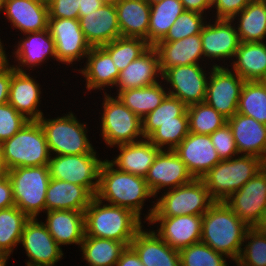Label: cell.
Wrapping results in <instances>:
<instances>
[{
  "instance_id": "6da1fadb",
  "label": "cell",
  "mask_w": 266,
  "mask_h": 266,
  "mask_svg": "<svg viewBox=\"0 0 266 266\" xmlns=\"http://www.w3.org/2000/svg\"><path fill=\"white\" fill-rule=\"evenodd\" d=\"M249 228L225 202H215L202 215L201 242L235 263Z\"/></svg>"
},
{
  "instance_id": "7a4b0ae2",
  "label": "cell",
  "mask_w": 266,
  "mask_h": 266,
  "mask_svg": "<svg viewBox=\"0 0 266 266\" xmlns=\"http://www.w3.org/2000/svg\"><path fill=\"white\" fill-rule=\"evenodd\" d=\"M95 197L107 204L129 209L140 219L146 199H155L145 178L115 169L108 159L101 165Z\"/></svg>"
},
{
  "instance_id": "3957f363",
  "label": "cell",
  "mask_w": 266,
  "mask_h": 266,
  "mask_svg": "<svg viewBox=\"0 0 266 266\" xmlns=\"http://www.w3.org/2000/svg\"><path fill=\"white\" fill-rule=\"evenodd\" d=\"M103 203L94 196L85 209V236L116 240L130 246L143 227L141 219L129 209Z\"/></svg>"
},
{
  "instance_id": "277c9868",
  "label": "cell",
  "mask_w": 266,
  "mask_h": 266,
  "mask_svg": "<svg viewBox=\"0 0 266 266\" xmlns=\"http://www.w3.org/2000/svg\"><path fill=\"white\" fill-rule=\"evenodd\" d=\"M0 145L6 171L17 167L48 166L51 154L39 121H28Z\"/></svg>"
},
{
  "instance_id": "5b68a950",
  "label": "cell",
  "mask_w": 266,
  "mask_h": 266,
  "mask_svg": "<svg viewBox=\"0 0 266 266\" xmlns=\"http://www.w3.org/2000/svg\"><path fill=\"white\" fill-rule=\"evenodd\" d=\"M264 164L261 158L237 155L229 160H221L202 177V180L211 198L215 202H224L261 171Z\"/></svg>"
},
{
  "instance_id": "8992f818",
  "label": "cell",
  "mask_w": 266,
  "mask_h": 266,
  "mask_svg": "<svg viewBox=\"0 0 266 266\" xmlns=\"http://www.w3.org/2000/svg\"><path fill=\"white\" fill-rule=\"evenodd\" d=\"M164 193V194H163ZM148 210L144 220L152 217H175L180 215H203L215 201L211 198L202 179L163 192Z\"/></svg>"
},
{
  "instance_id": "52a82bcc",
  "label": "cell",
  "mask_w": 266,
  "mask_h": 266,
  "mask_svg": "<svg viewBox=\"0 0 266 266\" xmlns=\"http://www.w3.org/2000/svg\"><path fill=\"white\" fill-rule=\"evenodd\" d=\"M6 173L12 184L15 206L29 218L46 212V192L51 179L48 166L17 167Z\"/></svg>"
},
{
  "instance_id": "ba28073f",
  "label": "cell",
  "mask_w": 266,
  "mask_h": 266,
  "mask_svg": "<svg viewBox=\"0 0 266 266\" xmlns=\"http://www.w3.org/2000/svg\"><path fill=\"white\" fill-rule=\"evenodd\" d=\"M38 121L51 155L91 154L95 150L86 134V122L80 123L73 112L53 119H47L43 114Z\"/></svg>"
},
{
  "instance_id": "9c48e42d",
  "label": "cell",
  "mask_w": 266,
  "mask_h": 266,
  "mask_svg": "<svg viewBox=\"0 0 266 266\" xmlns=\"http://www.w3.org/2000/svg\"><path fill=\"white\" fill-rule=\"evenodd\" d=\"M101 137L109 147L128 144L144 138L142 119L125 106L117 97L103 92ZM139 138V139H138Z\"/></svg>"
},
{
  "instance_id": "30bf717a",
  "label": "cell",
  "mask_w": 266,
  "mask_h": 266,
  "mask_svg": "<svg viewBox=\"0 0 266 266\" xmlns=\"http://www.w3.org/2000/svg\"><path fill=\"white\" fill-rule=\"evenodd\" d=\"M96 151L91 154L51 155L48 169L51 178L84 186L93 196L99 185V173L104 162Z\"/></svg>"
},
{
  "instance_id": "8fae6325",
  "label": "cell",
  "mask_w": 266,
  "mask_h": 266,
  "mask_svg": "<svg viewBox=\"0 0 266 266\" xmlns=\"http://www.w3.org/2000/svg\"><path fill=\"white\" fill-rule=\"evenodd\" d=\"M210 72L205 102L228 120L237 113L245 80L232 69L215 63Z\"/></svg>"
},
{
  "instance_id": "7c38bea8",
  "label": "cell",
  "mask_w": 266,
  "mask_h": 266,
  "mask_svg": "<svg viewBox=\"0 0 266 266\" xmlns=\"http://www.w3.org/2000/svg\"><path fill=\"white\" fill-rule=\"evenodd\" d=\"M200 65L170 67L162 73L161 80H165L167 85L171 84L170 88H167L168 94L178 98L186 106L205 102L210 72L206 74V68L204 71Z\"/></svg>"
},
{
  "instance_id": "4fadbf2b",
  "label": "cell",
  "mask_w": 266,
  "mask_h": 266,
  "mask_svg": "<svg viewBox=\"0 0 266 266\" xmlns=\"http://www.w3.org/2000/svg\"><path fill=\"white\" fill-rule=\"evenodd\" d=\"M48 29L55 43L56 61L70 66L85 58L91 46L85 39L79 19L49 18Z\"/></svg>"
},
{
  "instance_id": "5bb4252c",
  "label": "cell",
  "mask_w": 266,
  "mask_h": 266,
  "mask_svg": "<svg viewBox=\"0 0 266 266\" xmlns=\"http://www.w3.org/2000/svg\"><path fill=\"white\" fill-rule=\"evenodd\" d=\"M20 245L24 247L26 266H56L63 257L62 248L38 218H29L23 228Z\"/></svg>"
},
{
  "instance_id": "9a60e30c",
  "label": "cell",
  "mask_w": 266,
  "mask_h": 266,
  "mask_svg": "<svg viewBox=\"0 0 266 266\" xmlns=\"http://www.w3.org/2000/svg\"><path fill=\"white\" fill-rule=\"evenodd\" d=\"M224 202L249 227H256L266 209V170L259 171Z\"/></svg>"
},
{
  "instance_id": "2e32d148",
  "label": "cell",
  "mask_w": 266,
  "mask_h": 266,
  "mask_svg": "<svg viewBox=\"0 0 266 266\" xmlns=\"http://www.w3.org/2000/svg\"><path fill=\"white\" fill-rule=\"evenodd\" d=\"M194 177L174 150H160L148 170L145 180L152 194L158 196L165 188L174 189L191 182Z\"/></svg>"
},
{
  "instance_id": "e0dca14e",
  "label": "cell",
  "mask_w": 266,
  "mask_h": 266,
  "mask_svg": "<svg viewBox=\"0 0 266 266\" xmlns=\"http://www.w3.org/2000/svg\"><path fill=\"white\" fill-rule=\"evenodd\" d=\"M234 21L232 19L215 18L213 24L205 23L200 33L204 59L206 57L211 61H215L216 58L217 61L219 59H224V61L234 59L241 43Z\"/></svg>"
},
{
  "instance_id": "ac0fdd59",
  "label": "cell",
  "mask_w": 266,
  "mask_h": 266,
  "mask_svg": "<svg viewBox=\"0 0 266 266\" xmlns=\"http://www.w3.org/2000/svg\"><path fill=\"white\" fill-rule=\"evenodd\" d=\"M174 151L196 179H202L221 161L210 135L206 134L189 132Z\"/></svg>"
},
{
  "instance_id": "d6986e66",
  "label": "cell",
  "mask_w": 266,
  "mask_h": 266,
  "mask_svg": "<svg viewBox=\"0 0 266 266\" xmlns=\"http://www.w3.org/2000/svg\"><path fill=\"white\" fill-rule=\"evenodd\" d=\"M156 223L160 225L155 233L171 248L180 250L201 242L202 215L152 217L148 225Z\"/></svg>"
},
{
  "instance_id": "ffe728a7",
  "label": "cell",
  "mask_w": 266,
  "mask_h": 266,
  "mask_svg": "<svg viewBox=\"0 0 266 266\" xmlns=\"http://www.w3.org/2000/svg\"><path fill=\"white\" fill-rule=\"evenodd\" d=\"M80 27L86 41L92 47H102L121 37L115 5L103 4L80 19Z\"/></svg>"
},
{
  "instance_id": "44dd1931",
  "label": "cell",
  "mask_w": 266,
  "mask_h": 266,
  "mask_svg": "<svg viewBox=\"0 0 266 266\" xmlns=\"http://www.w3.org/2000/svg\"><path fill=\"white\" fill-rule=\"evenodd\" d=\"M33 76L11 68V82L8 103L29 121H38L43 112L39 108L41 88Z\"/></svg>"
},
{
  "instance_id": "7402d4cb",
  "label": "cell",
  "mask_w": 266,
  "mask_h": 266,
  "mask_svg": "<svg viewBox=\"0 0 266 266\" xmlns=\"http://www.w3.org/2000/svg\"><path fill=\"white\" fill-rule=\"evenodd\" d=\"M24 36L23 38L20 37L22 40L14 46L15 52L12 53L13 56L15 55L14 60L18 61L17 65H13L15 70L26 72L27 69L35 68V66L37 68V66L46 63L49 58H54L55 61V43L49 29L39 32H28ZM24 66L28 68L24 69Z\"/></svg>"
},
{
  "instance_id": "603a6c76",
  "label": "cell",
  "mask_w": 266,
  "mask_h": 266,
  "mask_svg": "<svg viewBox=\"0 0 266 266\" xmlns=\"http://www.w3.org/2000/svg\"><path fill=\"white\" fill-rule=\"evenodd\" d=\"M227 123L239 155L255 156L266 162V125L240 113L234 114Z\"/></svg>"
},
{
  "instance_id": "cb8c5ba5",
  "label": "cell",
  "mask_w": 266,
  "mask_h": 266,
  "mask_svg": "<svg viewBox=\"0 0 266 266\" xmlns=\"http://www.w3.org/2000/svg\"><path fill=\"white\" fill-rule=\"evenodd\" d=\"M160 77H162V73L160 70L159 55L156 48L150 46L143 54L120 72L115 85L117 87L116 93L127 89L153 85L158 83Z\"/></svg>"
},
{
  "instance_id": "d4e9b609",
  "label": "cell",
  "mask_w": 266,
  "mask_h": 266,
  "mask_svg": "<svg viewBox=\"0 0 266 266\" xmlns=\"http://www.w3.org/2000/svg\"><path fill=\"white\" fill-rule=\"evenodd\" d=\"M135 235L130 246L144 266H181L179 250L171 248L155 230H143Z\"/></svg>"
},
{
  "instance_id": "484cf974",
  "label": "cell",
  "mask_w": 266,
  "mask_h": 266,
  "mask_svg": "<svg viewBox=\"0 0 266 266\" xmlns=\"http://www.w3.org/2000/svg\"><path fill=\"white\" fill-rule=\"evenodd\" d=\"M2 13L21 34L48 29V7L34 0H6Z\"/></svg>"
},
{
  "instance_id": "4316f807",
  "label": "cell",
  "mask_w": 266,
  "mask_h": 266,
  "mask_svg": "<svg viewBox=\"0 0 266 266\" xmlns=\"http://www.w3.org/2000/svg\"><path fill=\"white\" fill-rule=\"evenodd\" d=\"M120 153L114 160H108L120 171L145 178L157 154L161 150L147 138L115 146Z\"/></svg>"
},
{
  "instance_id": "83f0119b",
  "label": "cell",
  "mask_w": 266,
  "mask_h": 266,
  "mask_svg": "<svg viewBox=\"0 0 266 266\" xmlns=\"http://www.w3.org/2000/svg\"><path fill=\"white\" fill-rule=\"evenodd\" d=\"M45 226L54 240L62 245H79L85 237L84 211L52 210L45 212Z\"/></svg>"
},
{
  "instance_id": "f1b7e54d",
  "label": "cell",
  "mask_w": 266,
  "mask_h": 266,
  "mask_svg": "<svg viewBox=\"0 0 266 266\" xmlns=\"http://www.w3.org/2000/svg\"><path fill=\"white\" fill-rule=\"evenodd\" d=\"M154 47L159 55L161 73L170 67L199 64L200 59L204 61L200 34L177 41L158 42Z\"/></svg>"
},
{
  "instance_id": "f546056e",
  "label": "cell",
  "mask_w": 266,
  "mask_h": 266,
  "mask_svg": "<svg viewBox=\"0 0 266 266\" xmlns=\"http://www.w3.org/2000/svg\"><path fill=\"white\" fill-rule=\"evenodd\" d=\"M86 58V65L77 71L85 77L88 92L97 89L105 91L106 87L114 88L120 72L111 56L102 47H92Z\"/></svg>"
},
{
  "instance_id": "4dcf8cb0",
  "label": "cell",
  "mask_w": 266,
  "mask_h": 266,
  "mask_svg": "<svg viewBox=\"0 0 266 266\" xmlns=\"http://www.w3.org/2000/svg\"><path fill=\"white\" fill-rule=\"evenodd\" d=\"M93 197L84 186L51 178L46 192V212L52 210L85 211Z\"/></svg>"
},
{
  "instance_id": "1f68e13d",
  "label": "cell",
  "mask_w": 266,
  "mask_h": 266,
  "mask_svg": "<svg viewBox=\"0 0 266 266\" xmlns=\"http://www.w3.org/2000/svg\"><path fill=\"white\" fill-rule=\"evenodd\" d=\"M115 7L121 37L142 38L148 43L151 6L145 0H122Z\"/></svg>"
},
{
  "instance_id": "d6a6232c",
  "label": "cell",
  "mask_w": 266,
  "mask_h": 266,
  "mask_svg": "<svg viewBox=\"0 0 266 266\" xmlns=\"http://www.w3.org/2000/svg\"><path fill=\"white\" fill-rule=\"evenodd\" d=\"M231 65L245 81L266 79V42H241Z\"/></svg>"
},
{
  "instance_id": "836d02e7",
  "label": "cell",
  "mask_w": 266,
  "mask_h": 266,
  "mask_svg": "<svg viewBox=\"0 0 266 266\" xmlns=\"http://www.w3.org/2000/svg\"><path fill=\"white\" fill-rule=\"evenodd\" d=\"M142 132L144 138L161 150H174L189 134V118L177 117V121L168 122H142Z\"/></svg>"
},
{
  "instance_id": "e575fe53",
  "label": "cell",
  "mask_w": 266,
  "mask_h": 266,
  "mask_svg": "<svg viewBox=\"0 0 266 266\" xmlns=\"http://www.w3.org/2000/svg\"><path fill=\"white\" fill-rule=\"evenodd\" d=\"M235 18L238 19L236 30L241 42H264L266 38V1L252 0L232 20Z\"/></svg>"
},
{
  "instance_id": "d590c367",
  "label": "cell",
  "mask_w": 266,
  "mask_h": 266,
  "mask_svg": "<svg viewBox=\"0 0 266 266\" xmlns=\"http://www.w3.org/2000/svg\"><path fill=\"white\" fill-rule=\"evenodd\" d=\"M160 81L142 88L127 89L117 93V98L141 119L155 110L164 100L168 91Z\"/></svg>"
},
{
  "instance_id": "8d00e7d4",
  "label": "cell",
  "mask_w": 266,
  "mask_h": 266,
  "mask_svg": "<svg viewBox=\"0 0 266 266\" xmlns=\"http://www.w3.org/2000/svg\"><path fill=\"white\" fill-rule=\"evenodd\" d=\"M185 11L181 0H163L151 5L148 44L155 46L163 40L179 16Z\"/></svg>"
},
{
  "instance_id": "74e56055",
  "label": "cell",
  "mask_w": 266,
  "mask_h": 266,
  "mask_svg": "<svg viewBox=\"0 0 266 266\" xmlns=\"http://www.w3.org/2000/svg\"><path fill=\"white\" fill-rule=\"evenodd\" d=\"M126 247L123 242L91 236H85L80 244L82 257L88 266H116Z\"/></svg>"
},
{
  "instance_id": "f35d334b",
  "label": "cell",
  "mask_w": 266,
  "mask_h": 266,
  "mask_svg": "<svg viewBox=\"0 0 266 266\" xmlns=\"http://www.w3.org/2000/svg\"><path fill=\"white\" fill-rule=\"evenodd\" d=\"M29 217L17 206L0 210V253L11 254L20 244L24 225Z\"/></svg>"
},
{
  "instance_id": "ab89813d",
  "label": "cell",
  "mask_w": 266,
  "mask_h": 266,
  "mask_svg": "<svg viewBox=\"0 0 266 266\" xmlns=\"http://www.w3.org/2000/svg\"><path fill=\"white\" fill-rule=\"evenodd\" d=\"M237 113L252 117L266 125V91L260 81H245L239 97Z\"/></svg>"
},
{
  "instance_id": "60d3db41",
  "label": "cell",
  "mask_w": 266,
  "mask_h": 266,
  "mask_svg": "<svg viewBox=\"0 0 266 266\" xmlns=\"http://www.w3.org/2000/svg\"><path fill=\"white\" fill-rule=\"evenodd\" d=\"M150 45L142 38L119 37L102 48L111 56L116 68L121 72L132 61L143 54Z\"/></svg>"
},
{
  "instance_id": "b9f144b4",
  "label": "cell",
  "mask_w": 266,
  "mask_h": 266,
  "mask_svg": "<svg viewBox=\"0 0 266 266\" xmlns=\"http://www.w3.org/2000/svg\"><path fill=\"white\" fill-rule=\"evenodd\" d=\"M189 132L210 135L224 124L227 119L206 102L187 106Z\"/></svg>"
},
{
  "instance_id": "7bdbcfd3",
  "label": "cell",
  "mask_w": 266,
  "mask_h": 266,
  "mask_svg": "<svg viewBox=\"0 0 266 266\" xmlns=\"http://www.w3.org/2000/svg\"><path fill=\"white\" fill-rule=\"evenodd\" d=\"M242 246L244 247L235 262L237 266H266V233L250 227Z\"/></svg>"
},
{
  "instance_id": "ee69618b",
  "label": "cell",
  "mask_w": 266,
  "mask_h": 266,
  "mask_svg": "<svg viewBox=\"0 0 266 266\" xmlns=\"http://www.w3.org/2000/svg\"><path fill=\"white\" fill-rule=\"evenodd\" d=\"M181 266H227L225 255L202 242L179 250ZM229 266V265H228Z\"/></svg>"
},
{
  "instance_id": "f6af8a7d",
  "label": "cell",
  "mask_w": 266,
  "mask_h": 266,
  "mask_svg": "<svg viewBox=\"0 0 266 266\" xmlns=\"http://www.w3.org/2000/svg\"><path fill=\"white\" fill-rule=\"evenodd\" d=\"M206 16L195 11H184L170 27L169 32L160 42L177 41L188 36L200 34L207 23Z\"/></svg>"
},
{
  "instance_id": "bcb514c9",
  "label": "cell",
  "mask_w": 266,
  "mask_h": 266,
  "mask_svg": "<svg viewBox=\"0 0 266 266\" xmlns=\"http://www.w3.org/2000/svg\"><path fill=\"white\" fill-rule=\"evenodd\" d=\"M177 117H188L187 106L178 98L167 94L155 110L142 118V122L177 121Z\"/></svg>"
},
{
  "instance_id": "7dc6e473",
  "label": "cell",
  "mask_w": 266,
  "mask_h": 266,
  "mask_svg": "<svg viewBox=\"0 0 266 266\" xmlns=\"http://www.w3.org/2000/svg\"><path fill=\"white\" fill-rule=\"evenodd\" d=\"M28 121L8 102L0 105V143L10 139Z\"/></svg>"
},
{
  "instance_id": "c3c4849f",
  "label": "cell",
  "mask_w": 266,
  "mask_h": 266,
  "mask_svg": "<svg viewBox=\"0 0 266 266\" xmlns=\"http://www.w3.org/2000/svg\"><path fill=\"white\" fill-rule=\"evenodd\" d=\"M210 137L221 160H229L239 155L233 133L228 123L210 134Z\"/></svg>"
},
{
  "instance_id": "681fc988",
  "label": "cell",
  "mask_w": 266,
  "mask_h": 266,
  "mask_svg": "<svg viewBox=\"0 0 266 266\" xmlns=\"http://www.w3.org/2000/svg\"><path fill=\"white\" fill-rule=\"evenodd\" d=\"M81 0H52L48 6L49 18L79 19Z\"/></svg>"
},
{
  "instance_id": "f907efd6",
  "label": "cell",
  "mask_w": 266,
  "mask_h": 266,
  "mask_svg": "<svg viewBox=\"0 0 266 266\" xmlns=\"http://www.w3.org/2000/svg\"><path fill=\"white\" fill-rule=\"evenodd\" d=\"M252 0H212L216 9V19H232L241 12Z\"/></svg>"
},
{
  "instance_id": "816d5d0a",
  "label": "cell",
  "mask_w": 266,
  "mask_h": 266,
  "mask_svg": "<svg viewBox=\"0 0 266 266\" xmlns=\"http://www.w3.org/2000/svg\"><path fill=\"white\" fill-rule=\"evenodd\" d=\"M15 206L12 184L7 173L0 175V210Z\"/></svg>"
},
{
  "instance_id": "f5cc1de1",
  "label": "cell",
  "mask_w": 266,
  "mask_h": 266,
  "mask_svg": "<svg viewBox=\"0 0 266 266\" xmlns=\"http://www.w3.org/2000/svg\"><path fill=\"white\" fill-rule=\"evenodd\" d=\"M116 266H144L139 256L131 246H127L121 253Z\"/></svg>"
},
{
  "instance_id": "db71d44e",
  "label": "cell",
  "mask_w": 266,
  "mask_h": 266,
  "mask_svg": "<svg viewBox=\"0 0 266 266\" xmlns=\"http://www.w3.org/2000/svg\"><path fill=\"white\" fill-rule=\"evenodd\" d=\"M185 11H195L204 15L206 10L212 9V0H181Z\"/></svg>"
},
{
  "instance_id": "11a10c76",
  "label": "cell",
  "mask_w": 266,
  "mask_h": 266,
  "mask_svg": "<svg viewBox=\"0 0 266 266\" xmlns=\"http://www.w3.org/2000/svg\"><path fill=\"white\" fill-rule=\"evenodd\" d=\"M11 82V69L0 74V105L5 104L9 100V90Z\"/></svg>"
},
{
  "instance_id": "9f6ffc18",
  "label": "cell",
  "mask_w": 266,
  "mask_h": 266,
  "mask_svg": "<svg viewBox=\"0 0 266 266\" xmlns=\"http://www.w3.org/2000/svg\"><path fill=\"white\" fill-rule=\"evenodd\" d=\"M104 3L101 0H81L79 5V19L85 16V13H91L99 9Z\"/></svg>"
},
{
  "instance_id": "6f0895ef",
  "label": "cell",
  "mask_w": 266,
  "mask_h": 266,
  "mask_svg": "<svg viewBox=\"0 0 266 266\" xmlns=\"http://www.w3.org/2000/svg\"><path fill=\"white\" fill-rule=\"evenodd\" d=\"M4 49V45L0 39V74L9 71L13 67V65H10V60H8V55L5 53L6 51Z\"/></svg>"
},
{
  "instance_id": "680465c9",
  "label": "cell",
  "mask_w": 266,
  "mask_h": 266,
  "mask_svg": "<svg viewBox=\"0 0 266 266\" xmlns=\"http://www.w3.org/2000/svg\"><path fill=\"white\" fill-rule=\"evenodd\" d=\"M256 228L263 232L266 233V209L263 213L262 219L260 220V222L257 224Z\"/></svg>"
},
{
  "instance_id": "91938a15",
  "label": "cell",
  "mask_w": 266,
  "mask_h": 266,
  "mask_svg": "<svg viewBox=\"0 0 266 266\" xmlns=\"http://www.w3.org/2000/svg\"><path fill=\"white\" fill-rule=\"evenodd\" d=\"M9 257L10 255L8 254L0 253V266H6Z\"/></svg>"
},
{
  "instance_id": "94428289",
  "label": "cell",
  "mask_w": 266,
  "mask_h": 266,
  "mask_svg": "<svg viewBox=\"0 0 266 266\" xmlns=\"http://www.w3.org/2000/svg\"><path fill=\"white\" fill-rule=\"evenodd\" d=\"M5 173H6V169H5L3 162H2L1 145H0V175L5 174Z\"/></svg>"
},
{
  "instance_id": "6125c7cd",
  "label": "cell",
  "mask_w": 266,
  "mask_h": 266,
  "mask_svg": "<svg viewBox=\"0 0 266 266\" xmlns=\"http://www.w3.org/2000/svg\"><path fill=\"white\" fill-rule=\"evenodd\" d=\"M104 4H112V5H117L119 2L122 0H101Z\"/></svg>"
},
{
  "instance_id": "be15d7a7",
  "label": "cell",
  "mask_w": 266,
  "mask_h": 266,
  "mask_svg": "<svg viewBox=\"0 0 266 266\" xmlns=\"http://www.w3.org/2000/svg\"><path fill=\"white\" fill-rule=\"evenodd\" d=\"M35 2H38L40 4H43L45 6H49L52 3V0H34Z\"/></svg>"
},
{
  "instance_id": "e7e4bbea",
  "label": "cell",
  "mask_w": 266,
  "mask_h": 266,
  "mask_svg": "<svg viewBox=\"0 0 266 266\" xmlns=\"http://www.w3.org/2000/svg\"><path fill=\"white\" fill-rule=\"evenodd\" d=\"M150 6L151 5H154V4H157L163 0H145Z\"/></svg>"
},
{
  "instance_id": "03108f58",
  "label": "cell",
  "mask_w": 266,
  "mask_h": 266,
  "mask_svg": "<svg viewBox=\"0 0 266 266\" xmlns=\"http://www.w3.org/2000/svg\"><path fill=\"white\" fill-rule=\"evenodd\" d=\"M5 1L6 0H0V11L2 12L5 6Z\"/></svg>"
},
{
  "instance_id": "003e7915",
  "label": "cell",
  "mask_w": 266,
  "mask_h": 266,
  "mask_svg": "<svg viewBox=\"0 0 266 266\" xmlns=\"http://www.w3.org/2000/svg\"><path fill=\"white\" fill-rule=\"evenodd\" d=\"M263 85H264V87H265V91H266V79H264V80H262V81H260Z\"/></svg>"
}]
</instances>
